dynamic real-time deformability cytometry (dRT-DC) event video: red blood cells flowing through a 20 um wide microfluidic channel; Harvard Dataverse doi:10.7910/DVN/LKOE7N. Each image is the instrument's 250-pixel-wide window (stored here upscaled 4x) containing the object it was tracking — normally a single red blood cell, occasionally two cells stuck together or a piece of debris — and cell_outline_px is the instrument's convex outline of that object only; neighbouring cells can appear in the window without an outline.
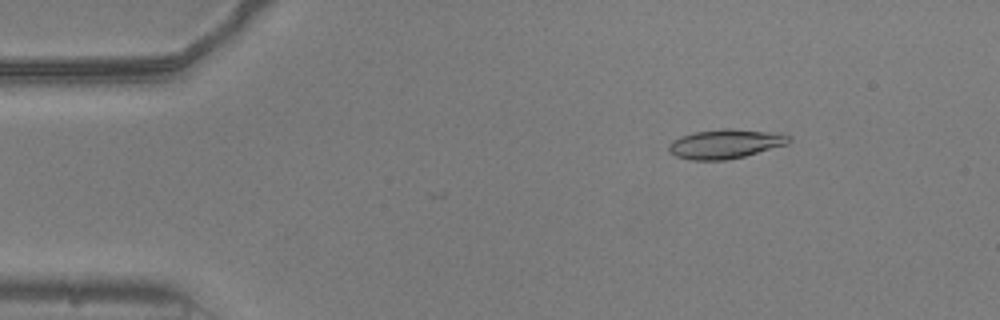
{"species": "common noctule bat (a hibernating species)", "species_latin": "Nyctalus noctula", "temperature_condition": "warm", "stored_images_in_passage": 43, "camera_frame_rate_fps": 3000, "um_per_image_px": 0.085, "animal": {"sex": "male", "body_mass_g": 20.5, "forearm_length_mm": 52.5}, "frame": {"image": 1, "passage_image": 8, "time_ms": 2.333, "image_size_px": [1000, 320], "cell_outline_px": [[792, 140], [788, 144], [744, 156], [728, 160], [692, 160], [676, 156], [668, 152], [668, 144], [672, 140], [680, 136], [696, 132], [724, 128], [732, 128], [780, 132], [792, 136]], "centroid_in_image_um": [61.69, 12.21], "position_along_channel_um": 23.3, "area_um2": 20.87}}
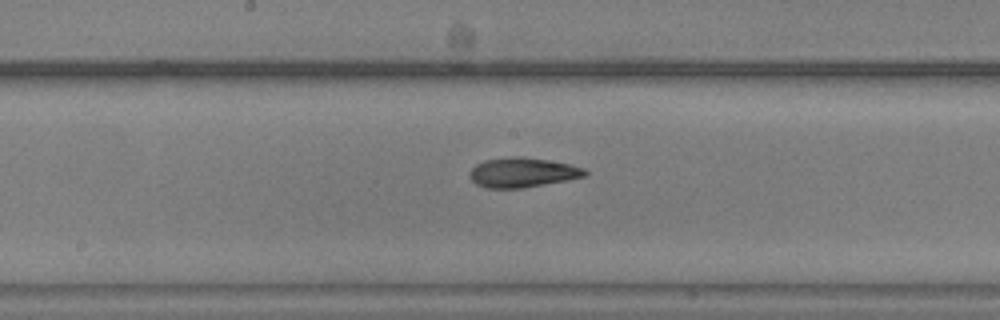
{"frame": {"image": 2, "passage_image": 28, "time_ms": 9.0, "image_size_px": [1000, 320], "cell_outline_px": [[588, 176], [568, 180], [524, 188], [484, 188], [476, 184], [468, 176], [472, 168], [476, 164], [484, 160], [512, 156], [524, 156], [548, 160], [568, 164], [584, 168], [588, 172]], "centroid_in_image_um": [44.41, 14.66], "position_along_channel_um": 203.8, "area_um2": 20.17}}
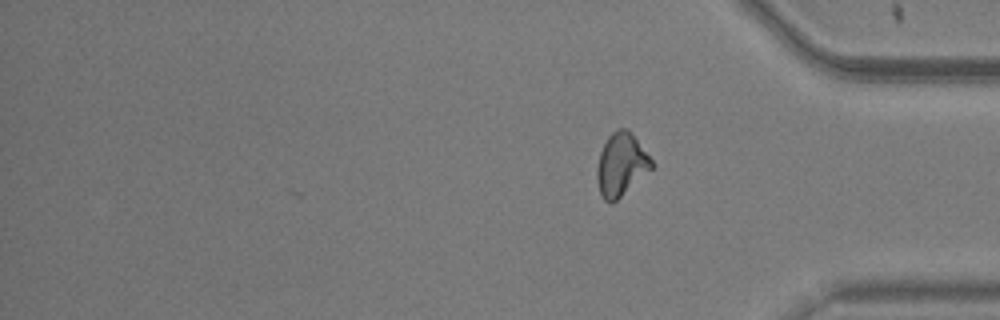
{"frame": {"image": 3, "passage_image": 43, "time_ms": 14.0, "image_size_px": [1000, 320], "cell_outline_px": [[656, 164], [652, 168], [612, 204], [604, 200], [600, 192], [596, 180], [596, 172], [600, 152], [608, 136], [612, 132], [620, 128], [628, 128], [632, 132]], "centroid_in_image_um": [52.81, 13.97], "position_along_channel_um": 382.4, "area_um2": 20.06}, "authors_computed_cell_mechanics": {"area_um2": 19.7676, "velocity_mm_per_s": 3.7878, "shape_relaxation_time_tau1_ms": 5.891, "shape_relaxation_time_tau2_ms": 1.662, "deformation_change_tau1": 0.1966, "deformation_change_tau2": 0.0822}}